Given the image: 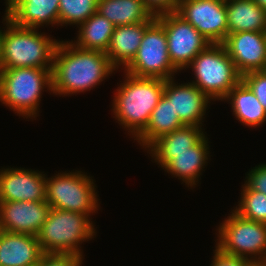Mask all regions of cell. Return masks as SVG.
I'll return each mask as SVG.
<instances>
[{
    "label": "cell",
    "mask_w": 266,
    "mask_h": 266,
    "mask_svg": "<svg viewBox=\"0 0 266 266\" xmlns=\"http://www.w3.org/2000/svg\"><path fill=\"white\" fill-rule=\"evenodd\" d=\"M2 31L0 28V62H1V46H2Z\"/></svg>",
    "instance_id": "34"
},
{
    "label": "cell",
    "mask_w": 266,
    "mask_h": 266,
    "mask_svg": "<svg viewBox=\"0 0 266 266\" xmlns=\"http://www.w3.org/2000/svg\"><path fill=\"white\" fill-rule=\"evenodd\" d=\"M43 255L35 235L2 231L0 266H38Z\"/></svg>",
    "instance_id": "17"
},
{
    "label": "cell",
    "mask_w": 266,
    "mask_h": 266,
    "mask_svg": "<svg viewBox=\"0 0 266 266\" xmlns=\"http://www.w3.org/2000/svg\"><path fill=\"white\" fill-rule=\"evenodd\" d=\"M177 113L174 112L170 100L163 94L153 109L146 128L134 139L147 148L160 136L183 127Z\"/></svg>",
    "instance_id": "23"
},
{
    "label": "cell",
    "mask_w": 266,
    "mask_h": 266,
    "mask_svg": "<svg viewBox=\"0 0 266 266\" xmlns=\"http://www.w3.org/2000/svg\"><path fill=\"white\" fill-rule=\"evenodd\" d=\"M115 70L105 52L59 40L52 64V93L67 96L90 91Z\"/></svg>",
    "instance_id": "1"
},
{
    "label": "cell",
    "mask_w": 266,
    "mask_h": 266,
    "mask_svg": "<svg viewBox=\"0 0 266 266\" xmlns=\"http://www.w3.org/2000/svg\"><path fill=\"white\" fill-rule=\"evenodd\" d=\"M156 19L163 25L166 33L171 63L179 71L185 70L195 56L211 44L176 12L161 15Z\"/></svg>",
    "instance_id": "10"
},
{
    "label": "cell",
    "mask_w": 266,
    "mask_h": 266,
    "mask_svg": "<svg viewBox=\"0 0 266 266\" xmlns=\"http://www.w3.org/2000/svg\"><path fill=\"white\" fill-rule=\"evenodd\" d=\"M261 8L266 11V0H254Z\"/></svg>",
    "instance_id": "33"
},
{
    "label": "cell",
    "mask_w": 266,
    "mask_h": 266,
    "mask_svg": "<svg viewBox=\"0 0 266 266\" xmlns=\"http://www.w3.org/2000/svg\"><path fill=\"white\" fill-rule=\"evenodd\" d=\"M136 77L168 80L179 72L168 54L167 36L163 25L155 19L145 30L136 56L124 68Z\"/></svg>",
    "instance_id": "9"
},
{
    "label": "cell",
    "mask_w": 266,
    "mask_h": 266,
    "mask_svg": "<svg viewBox=\"0 0 266 266\" xmlns=\"http://www.w3.org/2000/svg\"><path fill=\"white\" fill-rule=\"evenodd\" d=\"M77 40L72 43L86 50L107 51L115 26L97 11L79 26Z\"/></svg>",
    "instance_id": "24"
},
{
    "label": "cell",
    "mask_w": 266,
    "mask_h": 266,
    "mask_svg": "<svg viewBox=\"0 0 266 266\" xmlns=\"http://www.w3.org/2000/svg\"><path fill=\"white\" fill-rule=\"evenodd\" d=\"M246 175L245 184L252 190L266 195V163L253 167Z\"/></svg>",
    "instance_id": "31"
},
{
    "label": "cell",
    "mask_w": 266,
    "mask_h": 266,
    "mask_svg": "<svg viewBox=\"0 0 266 266\" xmlns=\"http://www.w3.org/2000/svg\"><path fill=\"white\" fill-rule=\"evenodd\" d=\"M189 67L195 75V80L190 83L213 101H223L230 90L242 80L223 44H210L195 56L187 66Z\"/></svg>",
    "instance_id": "6"
},
{
    "label": "cell",
    "mask_w": 266,
    "mask_h": 266,
    "mask_svg": "<svg viewBox=\"0 0 266 266\" xmlns=\"http://www.w3.org/2000/svg\"><path fill=\"white\" fill-rule=\"evenodd\" d=\"M2 231H3V229L0 227V236H1Z\"/></svg>",
    "instance_id": "36"
},
{
    "label": "cell",
    "mask_w": 266,
    "mask_h": 266,
    "mask_svg": "<svg viewBox=\"0 0 266 266\" xmlns=\"http://www.w3.org/2000/svg\"><path fill=\"white\" fill-rule=\"evenodd\" d=\"M239 204L233 209L244 219L266 224V195L242 185Z\"/></svg>",
    "instance_id": "26"
},
{
    "label": "cell",
    "mask_w": 266,
    "mask_h": 266,
    "mask_svg": "<svg viewBox=\"0 0 266 266\" xmlns=\"http://www.w3.org/2000/svg\"><path fill=\"white\" fill-rule=\"evenodd\" d=\"M254 266H266V263H256Z\"/></svg>",
    "instance_id": "35"
},
{
    "label": "cell",
    "mask_w": 266,
    "mask_h": 266,
    "mask_svg": "<svg viewBox=\"0 0 266 266\" xmlns=\"http://www.w3.org/2000/svg\"><path fill=\"white\" fill-rule=\"evenodd\" d=\"M176 13L211 44H222L228 35L225 0H180Z\"/></svg>",
    "instance_id": "11"
},
{
    "label": "cell",
    "mask_w": 266,
    "mask_h": 266,
    "mask_svg": "<svg viewBox=\"0 0 266 266\" xmlns=\"http://www.w3.org/2000/svg\"><path fill=\"white\" fill-rule=\"evenodd\" d=\"M142 2L146 10L156 18L176 12L180 0H142Z\"/></svg>",
    "instance_id": "29"
},
{
    "label": "cell",
    "mask_w": 266,
    "mask_h": 266,
    "mask_svg": "<svg viewBox=\"0 0 266 266\" xmlns=\"http://www.w3.org/2000/svg\"><path fill=\"white\" fill-rule=\"evenodd\" d=\"M82 256L69 254H44L38 266H82Z\"/></svg>",
    "instance_id": "30"
},
{
    "label": "cell",
    "mask_w": 266,
    "mask_h": 266,
    "mask_svg": "<svg viewBox=\"0 0 266 266\" xmlns=\"http://www.w3.org/2000/svg\"><path fill=\"white\" fill-rule=\"evenodd\" d=\"M2 31L0 69L23 67L52 68L58 40L52 39L38 29L14 24L5 13Z\"/></svg>",
    "instance_id": "3"
},
{
    "label": "cell",
    "mask_w": 266,
    "mask_h": 266,
    "mask_svg": "<svg viewBox=\"0 0 266 266\" xmlns=\"http://www.w3.org/2000/svg\"><path fill=\"white\" fill-rule=\"evenodd\" d=\"M238 73L266 70V32L241 31L228 34L222 43Z\"/></svg>",
    "instance_id": "12"
},
{
    "label": "cell",
    "mask_w": 266,
    "mask_h": 266,
    "mask_svg": "<svg viewBox=\"0 0 266 266\" xmlns=\"http://www.w3.org/2000/svg\"><path fill=\"white\" fill-rule=\"evenodd\" d=\"M242 81L253 91L266 111V70L246 73Z\"/></svg>",
    "instance_id": "28"
},
{
    "label": "cell",
    "mask_w": 266,
    "mask_h": 266,
    "mask_svg": "<svg viewBox=\"0 0 266 266\" xmlns=\"http://www.w3.org/2000/svg\"><path fill=\"white\" fill-rule=\"evenodd\" d=\"M155 19L152 16L147 22L115 27L106 54L117 70L121 65L125 68L136 56L146 28Z\"/></svg>",
    "instance_id": "19"
},
{
    "label": "cell",
    "mask_w": 266,
    "mask_h": 266,
    "mask_svg": "<svg viewBox=\"0 0 266 266\" xmlns=\"http://www.w3.org/2000/svg\"><path fill=\"white\" fill-rule=\"evenodd\" d=\"M213 251V260L210 266H254L256 264L250 259L224 254L216 247Z\"/></svg>",
    "instance_id": "32"
},
{
    "label": "cell",
    "mask_w": 266,
    "mask_h": 266,
    "mask_svg": "<svg viewBox=\"0 0 266 266\" xmlns=\"http://www.w3.org/2000/svg\"><path fill=\"white\" fill-rule=\"evenodd\" d=\"M228 34L266 32V11L254 0H226Z\"/></svg>",
    "instance_id": "21"
},
{
    "label": "cell",
    "mask_w": 266,
    "mask_h": 266,
    "mask_svg": "<svg viewBox=\"0 0 266 266\" xmlns=\"http://www.w3.org/2000/svg\"><path fill=\"white\" fill-rule=\"evenodd\" d=\"M93 181L82 171L60 172L51 178L46 176V201L50 208L90 216L99 209Z\"/></svg>",
    "instance_id": "8"
},
{
    "label": "cell",
    "mask_w": 266,
    "mask_h": 266,
    "mask_svg": "<svg viewBox=\"0 0 266 266\" xmlns=\"http://www.w3.org/2000/svg\"><path fill=\"white\" fill-rule=\"evenodd\" d=\"M230 213L217 229L215 247L224 254L266 263V224Z\"/></svg>",
    "instance_id": "7"
},
{
    "label": "cell",
    "mask_w": 266,
    "mask_h": 266,
    "mask_svg": "<svg viewBox=\"0 0 266 266\" xmlns=\"http://www.w3.org/2000/svg\"><path fill=\"white\" fill-rule=\"evenodd\" d=\"M208 150V138L204 135L189 151L172 153V159L162 168L174 175L173 177L181 179L188 187H195L207 163L210 152Z\"/></svg>",
    "instance_id": "18"
},
{
    "label": "cell",
    "mask_w": 266,
    "mask_h": 266,
    "mask_svg": "<svg viewBox=\"0 0 266 266\" xmlns=\"http://www.w3.org/2000/svg\"><path fill=\"white\" fill-rule=\"evenodd\" d=\"M50 209L46 200L0 202V227L12 233L36 236Z\"/></svg>",
    "instance_id": "14"
},
{
    "label": "cell",
    "mask_w": 266,
    "mask_h": 266,
    "mask_svg": "<svg viewBox=\"0 0 266 266\" xmlns=\"http://www.w3.org/2000/svg\"><path fill=\"white\" fill-rule=\"evenodd\" d=\"M5 4L8 18L18 26L38 30L47 24L59 26V0H7Z\"/></svg>",
    "instance_id": "16"
},
{
    "label": "cell",
    "mask_w": 266,
    "mask_h": 266,
    "mask_svg": "<svg viewBox=\"0 0 266 266\" xmlns=\"http://www.w3.org/2000/svg\"><path fill=\"white\" fill-rule=\"evenodd\" d=\"M112 103L115 119L136 138L147 126L164 92L165 80L136 77L125 72Z\"/></svg>",
    "instance_id": "2"
},
{
    "label": "cell",
    "mask_w": 266,
    "mask_h": 266,
    "mask_svg": "<svg viewBox=\"0 0 266 266\" xmlns=\"http://www.w3.org/2000/svg\"><path fill=\"white\" fill-rule=\"evenodd\" d=\"M230 101L233 115L248 127H259L266 121V111L253 93L241 80L223 99Z\"/></svg>",
    "instance_id": "22"
},
{
    "label": "cell",
    "mask_w": 266,
    "mask_h": 266,
    "mask_svg": "<svg viewBox=\"0 0 266 266\" xmlns=\"http://www.w3.org/2000/svg\"><path fill=\"white\" fill-rule=\"evenodd\" d=\"M44 88L52 92V68L0 69V102L23 118L37 116Z\"/></svg>",
    "instance_id": "4"
},
{
    "label": "cell",
    "mask_w": 266,
    "mask_h": 266,
    "mask_svg": "<svg viewBox=\"0 0 266 266\" xmlns=\"http://www.w3.org/2000/svg\"><path fill=\"white\" fill-rule=\"evenodd\" d=\"M97 12L115 27L147 22L152 17L142 0H98Z\"/></svg>",
    "instance_id": "25"
},
{
    "label": "cell",
    "mask_w": 266,
    "mask_h": 266,
    "mask_svg": "<svg viewBox=\"0 0 266 266\" xmlns=\"http://www.w3.org/2000/svg\"><path fill=\"white\" fill-rule=\"evenodd\" d=\"M98 0H59V25H77L97 11Z\"/></svg>",
    "instance_id": "27"
},
{
    "label": "cell",
    "mask_w": 266,
    "mask_h": 266,
    "mask_svg": "<svg viewBox=\"0 0 266 266\" xmlns=\"http://www.w3.org/2000/svg\"><path fill=\"white\" fill-rule=\"evenodd\" d=\"M174 82V78L165 80L163 92L170 100L174 112L183 125L202 127L211 99L193 83L178 85Z\"/></svg>",
    "instance_id": "15"
},
{
    "label": "cell",
    "mask_w": 266,
    "mask_h": 266,
    "mask_svg": "<svg viewBox=\"0 0 266 266\" xmlns=\"http://www.w3.org/2000/svg\"><path fill=\"white\" fill-rule=\"evenodd\" d=\"M44 172L24 168L0 170V202L45 201L46 175Z\"/></svg>",
    "instance_id": "13"
},
{
    "label": "cell",
    "mask_w": 266,
    "mask_h": 266,
    "mask_svg": "<svg viewBox=\"0 0 266 266\" xmlns=\"http://www.w3.org/2000/svg\"><path fill=\"white\" fill-rule=\"evenodd\" d=\"M95 233L93 222L88 215L51 208L36 238L44 254L83 257L80 244L94 238Z\"/></svg>",
    "instance_id": "5"
},
{
    "label": "cell",
    "mask_w": 266,
    "mask_h": 266,
    "mask_svg": "<svg viewBox=\"0 0 266 266\" xmlns=\"http://www.w3.org/2000/svg\"><path fill=\"white\" fill-rule=\"evenodd\" d=\"M199 126H187L164 134L156 139L149 147L148 152L154 161L163 167L172 159V153L189 151L205 134Z\"/></svg>",
    "instance_id": "20"
}]
</instances>
